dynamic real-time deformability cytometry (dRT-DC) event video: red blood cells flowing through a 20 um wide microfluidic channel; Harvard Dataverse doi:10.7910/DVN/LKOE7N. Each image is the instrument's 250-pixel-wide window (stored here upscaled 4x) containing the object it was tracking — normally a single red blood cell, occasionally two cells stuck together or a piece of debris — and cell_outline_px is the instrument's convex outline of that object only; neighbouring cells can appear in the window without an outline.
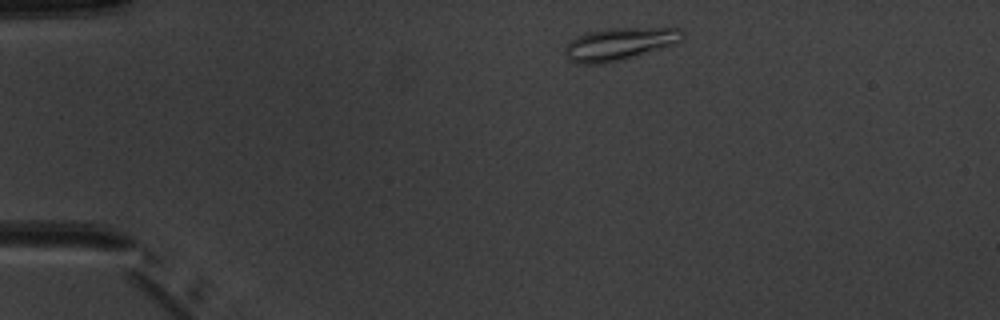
{"species": "common noctule bat (a hibernating species)", "species_latin": "Nyctalus noctula", "temperature_condition": "warm", "stored_images_in_passage": 2, "camera_frame_rate_fps": 3000, "um_per_image_px": 0.085, "animal": {"sex": "male", "body_mass_g": 20.1, "forearm_length_mm": 53.5}, "frame": {"image": 1, "passage_image": 1, "time_ms": 0.0, "image_size_px": [1000, 320], "cell_outline_px": [[684, 40], [676, 44], [620, 60], [600, 64], [576, 64], [568, 60], [564, 56], [564, 48], [576, 36], [588, 32], [604, 28], [680, 28], [684, 32]], "centroid_in_image_um": [52.64, 3.73], "position_along_channel_um": 32.4, "area_um2": 22.48}}